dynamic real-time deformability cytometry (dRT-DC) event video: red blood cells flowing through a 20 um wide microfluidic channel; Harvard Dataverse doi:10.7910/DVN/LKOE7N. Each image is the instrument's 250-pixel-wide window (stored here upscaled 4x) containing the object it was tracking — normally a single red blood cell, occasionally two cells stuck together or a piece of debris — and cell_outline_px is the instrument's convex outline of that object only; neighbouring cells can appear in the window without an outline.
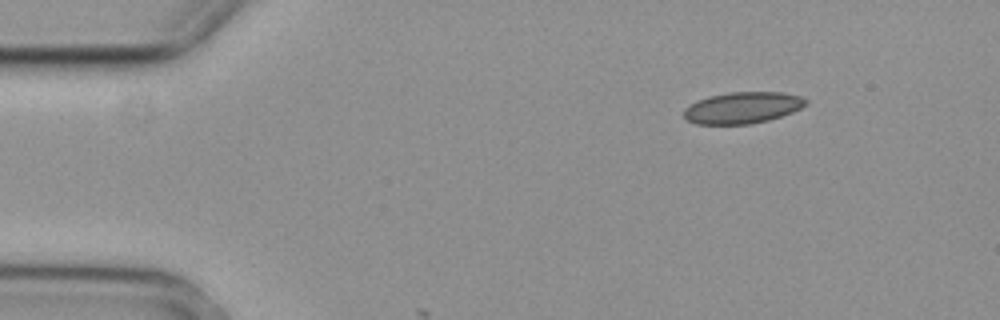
{"species": "common noctule bat (a hibernating species)", "species_latin": "Nyctalus noctula", "temperature_condition": "cold", "stored_images_in_passage": 2, "camera_frame_rate_fps": 3000, "um_per_image_px": 0.085, "animal": {"sex": "female", "body_mass_g": 29.2, "forearm_length_mm": 56.3}, "frame": {"image": 1, "passage_image": 1, "time_ms": 0.0, "image_size_px": [1000, 320], "cell_outline_px": [[808, 104], [792, 112], [768, 120], [748, 124], [696, 124], [688, 120], [684, 116], [684, 108], [696, 100], [708, 96], [728, 92], [784, 92], [800, 96], [808, 100]], "centroid_in_image_um": [63.11, 9.14], "position_along_channel_um": 21.9, "area_um2": 22.43}}